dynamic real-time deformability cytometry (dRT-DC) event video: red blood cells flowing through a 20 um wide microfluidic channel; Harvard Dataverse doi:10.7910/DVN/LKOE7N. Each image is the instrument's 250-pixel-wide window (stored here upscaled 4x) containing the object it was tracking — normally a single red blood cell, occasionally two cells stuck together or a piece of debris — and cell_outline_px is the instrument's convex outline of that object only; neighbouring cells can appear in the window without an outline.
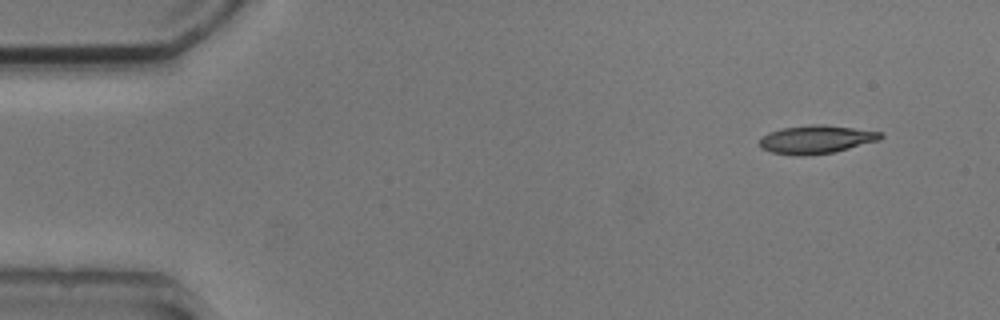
{"species": "common noctule bat (a hibernating species)", "species_latin": "Nyctalus noctula", "temperature_condition": "cold", "stored_images_in_passage": 5, "segment_of_instrument_passage": [1, 2], "camera_frame_rate_fps": 3000, "um_per_image_px": 0.085, "animal": {"sex": "male", "body_mass_g": 20.5, "forearm_length_mm": 52.5}, "frame": {"image": 1, "passage_image": 1, "time_ms": 0.0, "image_size_px": [1000, 320], "cell_outline_px": [[884, 136], [880, 140], [836, 152], [804, 156], [796, 156], [772, 152], [760, 148], [760, 140], [768, 132], [780, 128], [812, 124], [824, 124], [884, 132]], "centroid_in_image_um": [69.41, 11.85], "position_along_channel_um": 15.6, "area_um2": 20.23}}